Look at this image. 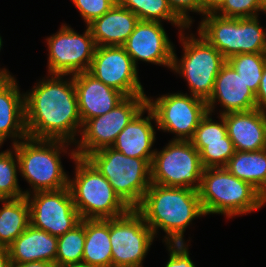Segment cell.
Here are the masks:
<instances>
[{
  "label": "cell",
  "instance_id": "obj_25",
  "mask_svg": "<svg viewBox=\"0 0 266 267\" xmlns=\"http://www.w3.org/2000/svg\"><path fill=\"white\" fill-rule=\"evenodd\" d=\"M225 168L238 179L250 183L266 198V149L235 151Z\"/></svg>",
  "mask_w": 266,
  "mask_h": 267
},
{
  "label": "cell",
  "instance_id": "obj_38",
  "mask_svg": "<svg viewBox=\"0 0 266 267\" xmlns=\"http://www.w3.org/2000/svg\"><path fill=\"white\" fill-rule=\"evenodd\" d=\"M202 1V16L207 13H214L225 0H201Z\"/></svg>",
  "mask_w": 266,
  "mask_h": 267
},
{
  "label": "cell",
  "instance_id": "obj_32",
  "mask_svg": "<svg viewBox=\"0 0 266 267\" xmlns=\"http://www.w3.org/2000/svg\"><path fill=\"white\" fill-rule=\"evenodd\" d=\"M265 9L263 0H225L214 13L227 18H248L258 16Z\"/></svg>",
  "mask_w": 266,
  "mask_h": 267
},
{
  "label": "cell",
  "instance_id": "obj_12",
  "mask_svg": "<svg viewBox=\"0 0 266 267\" xmlns=\"http://www.w3.org/2000/svg\"><path fill=\"white\" fill-rule=\"evenodd\" d=\"M154 238L151 228L135 208L110 218L112 267H143L142 261Z\"/></svg>",
  "mask_w": 266,
  "mask_h": 267
},
{
  "label": "cell",
  "instance_id": "obj_4",
  "mask_svg": "<svg viewBox=\"0 0 266 267\" xmlns=\"http://www.w3.org/2000/svg\"><path fill=\"white\" fill-rule=\"evenodd\" d=\"M68 154L75 162V178L69 177L68 187L81 219H110L131 209L86 158L76 157L74 149Z\"/></svg>",
  "mask_w": 266,
  "mask_h": 267
},
{
  "label": "cell",
  "instance_id": "obj_24",
  "mask_svg": "<svg viewBox=\"0 0 266 267\" xmlns=\"http://www.w3.org/2000/svg\"><path fill=\"white\" fill-rule=\"evenodd\" d=\"M82 263L95 267H112L110 219H85Z\"/></svg>",
  "mask_w": 266,
  "mask_h": 267
},
{
  "label": "cell",
  "instance_id": "obj_10",
  "mask_svg": "<svg viewBox=\"0 0 266 267\" xmlns=\"http://www.w3.org/2000/svg\"><path fill=\"white\" fill-rule=\"evenodd\" d=\"M146 106L147 95L130 96L106 114L86 120L81 139L74 144L76 157L86 158L92 152L111 147L119 133Z\"/></svg>",
  "mask_w": 266,
  "mask_h": 267
},
{
  "label": "cell",
  "instance_id": "obj_8",
  "mask_svg": "<svg viewBox=\"0 0 266 267\" xmlns=\"http://www.w3.org/2000/svg\"><path fill=\"white\" fill-rule=\"evenodd\" d=\"M183 46L182 59L178 60L173 50L171 70L185 78L191 95L207 101L212 95L215 79L226 63L223 55L199 33L185 36L179 32Z\"/></svg>",
  "mask_w": 266,
  "mask_h": 267
},
{
  "label": "cell",
  "instance_id": "obj_19",
  "mask_svg": "<svg viewBox=\"0 0 266 267\" xmlns=\"http://www.w3.org/2000/svg\"><path fill=\"white\" fill-rule=\"evenodd\" d=\"M26 137L25 96L20 93L15 77L8 75L0 83V146L7 138L14 145Z\"/></svg>",
  "mask_w": 266,
  "mask_h": 267
},
{
  "label": "cell",
  "instance_id": "obj_11",
  "mask_svg": "<svg viewBox=\"0 0 266 267\" xmlns=\"http://www.w3.org/2000/svg\"><path fill=\"white\" fill-rule=\"evenodd\" d=\"M147 106L156 118L157 130L175 134L173 140H190L208 108L205 100L187 93H168L155 100L147 97Z\"/></svg>",
  "mask_w": 266,
  "mask_h": 267
},
{
  "label": "cell",
  "instance_id": "obj_43",
  "mask_svg": "<svg viewBox=\"0 0 266 267\" xmlns=\"http://www.w3.org/2000/svg\"><path fill=\"white\" fill-rule=\"evenodd\" d=\"M7 200V198L0 192V202Z\"/></svg>",
  "mask_w": 266,
  "mask_h": 267
},
{
  "label": "cell",
  "instance_id": "obj_39",
  "mask_svg": "<svg viewBox=\"0 0 266 267\" xmlns=\"http://www.w3.org/2000/svg\"><path fill=\"white\" fill-rule=\"evenodd\" d=\"M11 267H56V265L50 262L33 261L26 263H11Z\"/></svg>",
  "mask_w": 266,
  "mask_h": 267
},
{
  "label": "cell",
  "instance_id": "obj_1",
  "mask_svg": "<svg viewBox=\"0 0 266 267\" xmlns=\"http://www.w3.org/2000/svg\"><path fill=\"white\" fill-rule=\"evenodd\" d=\"M63 77L50 74L24 93L28 137L76 143L83 124L73 75L68 80Z\"/></svg>",
  "mask_w": 266,
  "mask_h": 267
},
{
  "label": "cell",
  "instance_id": "obj_16",
  "mask_svg": "<svg viewBox=\"0 0 266 267\" xmlns=\"http://www.w3.org/2000/svg\"><path fill=\"white\" fill-rule=\"evenodd\" d=\"M122 47L136 67L138 61L172 67L174 45L161 22L139 20Z\"/></svg>",
  "mask_w": 266,
  "mask_h": 267
},
{
  "label": "cell",
  "instance_id": "obj_6",
  "mask_svg": "<svg viewBox=\"0 0 266 267\" xmlns=\"http://www.w3.org/2000/svg\"><path fill=\"white\" fill-rule=\"evenodd\" d=\"M86 159L110 182L119 197L136 208L151 185L153 158L125 156L112 147L89 154Z\"/></svg>",
  "mask_w": 266,
  "mask_h": 267
},
{
  "label": "cell",
  "instance_id": "obj_23",
  "mask_svg": "<svg viewBox=\"0 0 266 267\" xmlns=\"http://www.w3.org/2000/svg\"><path fill=\"white\" fill-rule=\"evenodd\" d=\"M11 263L44 261L55 264L57 236L35 228L31 224L9 246Z\"/></svg>",
  "mask_w": 266,
  "mask_h": 267
},
{
  "label": "cell",
  "instance_id": "obj_21",
  "mask_svg": "<svg viewBox=\"0 0 266 267\" xmlns=\"http://www.w3.org/2000/svg\"><path fill=\"white\" fill-rule=\"evenodd\" d=\"M147 111L148 116L143 118ZM152 120L156 122L153 111L146 106L119 133L112 148L125 156L134 158H153L156 149H152L156 133Z\"/></svg>",
  "mask_w": 266,
  "mask_h": 267
},
{
  "label": "cell",
  "instance_id": "obj_22",
  "mask_svg": "<svg viewBox=\"0 0 266 267\" xmlns=\"http://www.w3.org/2000/svg\"><path fill=\"white\" fill-rule=\"evenodd\" d=\"M138 17L116 3L88 25L96 46H122L134 31Z\"/></svg>",
  "mask_w": 266,
  "mask_h": 267
},
{
  "label": "cell",
  "instance_id": "obj_28",
  "mask_svg": "<svg viewBox=\"0 0 266 267\" xmlns=\"http://www.w3.org/2000/svg\"><path fill=\"white\" fill-rule=\"evenodd\" d=\"M85 244V219L72 230L57 237V255L55 265H72L82 263Z\"/></svg>",
  "mask_w": 266,
  "mask_h": 267
},
{
  "label": "cell",
  "instance_id": "obj_18",
  "mask_svg": "<svg viewBox=\"0 0 266 267\" xmlns=\"http://www.w3.org/2000/svg\"><path fill=\"white\" fill-rule=\"evenodd\" d=\"M217 102L224 108L220 115L256 109L255 94L227 62L221 67L212 95L206 101L208 112L214 113Z\"/></svg>",
  "mask_w": 266,
  "mask_h": 267
},
{
  "label": "cell",
  "instance_id": "obj_29",
  "mask_svg": "<svg viewBox=\"0 0 266 267\" xmlns=\"http://www.w3.org/2000/svg\"><path fill=\"white\" fill-rule=\"evenodd\" d=\"M226 62L237 71L248 88L256 95L266 66V53L236 54Z\"/></svg>",
  "mask_w": 266,
  "mask_h": 267
},
{
  "label": "cell",
  "instance_id": "obj_31",
  "mask_svg": "<svg viewBox=\"0 0 266 267\" xmlns=\"http://www.w3.org/2000/svg\"><path fill=\"white\" fill-rule=\"evenodd\" d=\"M191 143L200 152L203 168L225 167L236 151L228 134L223 141Z\"/></svg>",
  "mask_w": 266,
  "mask_h": 267
},
{
  "label": "cell",
  "instance_id": "obj_44",
  "mask_svg": "<svg viewBox=\"0 0 266 267\" xmlns=\"http://www.w3.org/2000/svg\"><path fill=\"white\" fill-rule=\"evenodd\" d=\"M3 42H2V37L0 36V51H1V48H2V44Z\"/></svg>",
  "mask_w": 266,
  "mask_h": 267
},
{
  "label": "cell",
  "instance_id": "obj_17",
  "mask_svg": "<svg viewBox=\"0 0 266 267\" xmlns=\"http://www.w3.org/2000/svg\"><path fill=\"white\" fill-rule=\"evenodd\" d=\"M73 81L82 124L106 114L126 98L122 92L105 85L88 72L73 75Z\"/></svg>",
  "mask_w": 266,
  "mask_h": 267
},
{
  "label": "cell",
  "instance_id": "obj_35",
  "mask_svg": "<svg viewBox=\"0 0 266 267\" xmlns=\"http://www.w3.org/2000/svg\"><path fill=\"white\" fill-rule=\"evenodd\" d=\"M187 243H166L169 259L165 267H196L189 257Z\"/></svg>",
  "mask_w": 266,
  "mask_h": 267
},
{
  "label": "cell",
  "instance_id": "obj_30",
  "mask_svg": "<svg viewBox=\"0 0 266 267\" xmlns=\"http://www.w3.org/2000/svg\"><path fill=\"white\" fill-rule=\"evenodd\" d=\"M12 149L0 152V192L7 199L26 196V191H22L18 184L19 164L16 151Z\"/></svg>",
  "mask_w": 266,
  "mask_h": 267
},
{
  "label": "cell",
  "instance_id": "obj_27",
  "mask_svg": "<svg viewBox=\"0 0 266 267\" xmlns=\"http://www.w3.org/2000/svg\"><path fill=\"white\" fill-rule=\"evenodd\" d=\"M117 3L133 12L139 20L167 21L180 31L188 27L171 9L168 0H117Z\"/></svg>",
  "mask_w": 266,
  "mask_h": 267
},
{
  "label": "cell",
  "instance_id": "obj_36",
  "mask_svg": "<svg viewBox=\"0 0 266 267\" xmlns=\"http://www.w3.org/2000/svg\"><path fill=\"white\" fill-rule=\"evenodd\" d=\"M172 11L189 27L192 25V18L189 12L202 14L201 0H168Z\"/></svg>",
  "mask_w": 266,
  "mask_h": 267
},
{
  "label": "cell",
  "instance_id": "obj_34",
  "mask_svg": "<svg viewBox=\"0 0 266 267\" xmlns=\"http://www.w3.org/2000/svg\"><path fill=\"white\" fill-rule=\"evenodd\" d=\"M79 10L84 22L91 24L95 19L108 12L117 0H71Z\"/></svg>",
  "mask_w": 266,
  "mask_h": 267
},
{
  "label": "cell",
  "instance_id": "obj_14",
  "mask_svg": "<svg viewBox=\"0 0 266 267\" xmlns=\"http://www.w3.org/2000/svg\"><path fill=\"white\" fill-rule=\"evenodd\" d=\"M26 198L30 224L53 236H61L81 222L69 187L33 193L29 189L26 190Z\"/></svg>",
  "mask_w": 266,
  "mask_h": 267
},
{
  "label": "cell",
  "instance_id": "obj_26",
  "mask_svg": "<svg viewBox=\"0 0 266 267\" xmlns=\"http://www.w3.org/2000/svg\"><path fill=\"white\" fill-rule=\"evenodd\" d=\"M0 209V246L8 247L30 225L26 196L3 201Z\"/></svg>",
  "mask_w": 266,
  "mask_h": 267
},
{
  "label": "cell",
  "instance_id": "obj_9",
  "mask_svg": "<svg viewBox=\"0 0 266 267\" xmlns=\"http://www.w3.org/2000/svg\"><path fill=\"white\" fill-rule=\"evenodd\" d=\"M203 169L200 152L190 140L172 139L162 150L156 149L153 155L151 183L198 190Z\"/></svg>",
  "mask_w": 266,
  "mask_h": 267
},
{
  "label": "cell",
  "instance_id": "obj_37",
  "mask_svg": "<svg viewBox=\"0 0 266 267\" xmlns=\"http://www.w3.org/2000/svg\"><path fill=\"white\" fill-rule=\"evenodd\" d=\"M256 109L266 113V66L260 80L259 89L255 95Z\"/></svg>",
  "mask_w": 266,
  "mask_h": 267
},
{
  "label": "cell",
  "instance_id": "obj_3",
  "mask_svg": "<svg viewBox=\"0 0 266 267\" xmlns=\"http://www.w3.org/2000/svg\"><path fill=\"white\" fill-rule=\"evenodd\" d=\"M198 193L205 215L221 213L232 218L266 204V198L257 189L225 167L204 168Z\"/></svg>",
  "mask_w": 266,
  "mask_h": 267
},
{
  "label": "cell",
  "instance_id": "obj_7",
  "mask_svg": "<svg viewBox=\"0 0 266 267\" xmlns=\"http://www.w3.org/2000/svg\"><path fill=\"white\" fill-rule=\"evenodd\" d=\"M258 17L227 18L207 13L197 32L226 60L236 54L266 53V30Z\"/></svg>",
  "mask_w": 266,
  "mask_h": 267
},
{
  "label": "cell",
  "instance_id": "obj_15",
  "mask_svg": "<svg viewBox=\"0 0 266 267\" xmlns=\"http://www.w3.org/2000/svg\"><path fill=\"white\" fill-rule=\"evenodd\" d=\"M137 70L122 46H96L88 73L126 97L146 95Z\"/></svg>",
  "mask_w": 266,
  "mask_h": 267
},
{
  "label": "cell",
  "instance_id": "obj_2",
  "mask_svg": "<svg viewBox=\"0 0 266 267\" xmlns=\"http://www.w3.org/2000/svg\"><path fill=\"white\" fill-rule=\"evenodd\" d=\"M154 236L163 230L165 243H185L184 232L193 219L205 216L198 190L151 183L135 208Z\"/></svg>",
  "mask_w": 266,
  "mask_h": 267
},
{
  "label": "cell",
  "instance_id": "obj_42",
  "mask_svg": "<svg viewBox=\"0 0 266 267\" xmlns=\"http://www.w3.org/2000/svg\"><path fill=\"white\" fill-rule=\"evenodd\" d=\"M56 267H95V266H91V265L84 264V263H79V264H72V265H60Z\"/></svg>",
  "mask_w": 266,
  "mask_h": 267
},
{
  "label": "cell",
  "instance_id": "obj_5",
  "mask_svg": "<svg viewBox=\"0 0 266 267\" xmlns=\"http://www.w3.org/2000/svg\"><path fill=\"white\" fill-rule=\"evenodd\" d=\"M70 144L26 137L12 145L17 154L19 172L30 184L32 192L68 187L69 176L64 171L60 154L67 153Z\"/></svg>",
  "mask_w": 266,
  "mask_h": 267
},
{
  "label": "cell",
  "instance_id": "obj_41",
  "mask_svg": "<svg viewBox=\"0 0 266 267\" xmlns=\"http://www.w3.org/2000/svg\"><path fill=\"white\" fill-rule=\"evenodd\" d=\"M11 75L10 72L5 68H0V83L8 76Z\"/></svg>",
  "mask_w": 266,
  "mask_h": 267
},
{
  "label": "cell",
  "instance_id": "obj_33",
  "mask_svg": "<svg viewBox=\"0 0 266 267\" xmlns=\"http://www.w3.org/2000/svg\"><path fill=\"white\" fill-rule=\"evenodd\" d=\"M219 122L212 119V113L207 114L202 118L198 127L195 129L191 142H215L223 141L227 135V126L222 115H219Z\"/></svg>",
  "mask_w": 266,
  "mask_h": 267
},
{
  "label": "cell",
  "instance_id": "obj_20",
  "mask_svg": "<svg viewBox=\"0 0 266 267\" xmlns=\"http://www.w3.org/2000/svg\"><path fill=\"white\" fill-rule=\"evenodd\" d=\"M236 151L266 149V113L259 109L222 115Z\"/></svg>",
  "mask_w": 266,
  "mask_h": 267
},
{
  "label": "cell",
  "instance_id": "obj_40",
  "mask_svg": "<svg viewBox=\"0 0 266 267\" xmlns=\"http://www.w3.org/2000/svg\"><path fill=\"white\" fill-rule=\"evenodd\" d=\"M0 267H11L8 247L0 246Z\"/></svg>",
  "mask_w": 266,
  "mask_h": 267
},
{
  "label": "cell",
  "instance_id": "obj_13",
  "mask_svg": "<svg viewBox=\"0 0 266 267\" xmlns=\"http://www.w3.org/2000/svg\"><path fill=\"white\" fill-rule=\"evenodd\" d=\"M48 75H75L88 72L96 44L92 32L86 25L81 35L69 25H62L59 31L47 37Z\"/></svg>",
  "mask_w": 266,
  "mask_h": 267
}]
</instances>
